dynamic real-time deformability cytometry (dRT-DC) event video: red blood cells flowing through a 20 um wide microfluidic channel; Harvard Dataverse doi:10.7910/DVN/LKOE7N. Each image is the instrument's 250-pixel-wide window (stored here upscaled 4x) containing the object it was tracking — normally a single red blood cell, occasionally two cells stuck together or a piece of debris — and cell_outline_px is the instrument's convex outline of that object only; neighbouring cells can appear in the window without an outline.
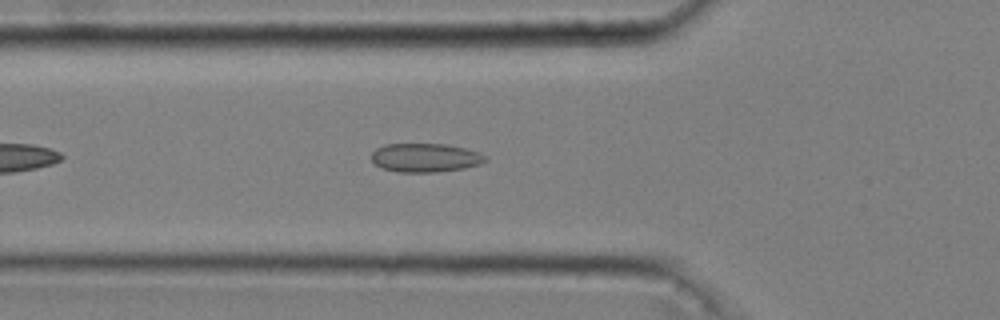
{"species": "common noctule bat (a hibernating species)", "species_latin": "Nyctalus noctula", "temperature_condition": "cold", "stored_images_in_passage": 42, "camera_frame_rate_fps": 3000, "um_per_image_px": 0.085, "animal": {"sex": "male", "body_mass_g": 20.4}, "frame": {"image": 1, "passage_image": 8, "time_ms": 2.333, "image_size_px": [1000, 320], "cell_outline_px": [[488, 160], [480, 164], [464, 168], [436, 172], [396, 172], [380, 168], [372, 160], [372, 152], [376, 148], [384, 144], [448, 144], [480, 152], [488, 156]], "centroid_in_image_um": [36.16, 13.4], "position_along_channel_um": 89.6, "area_um2": 19.31}}
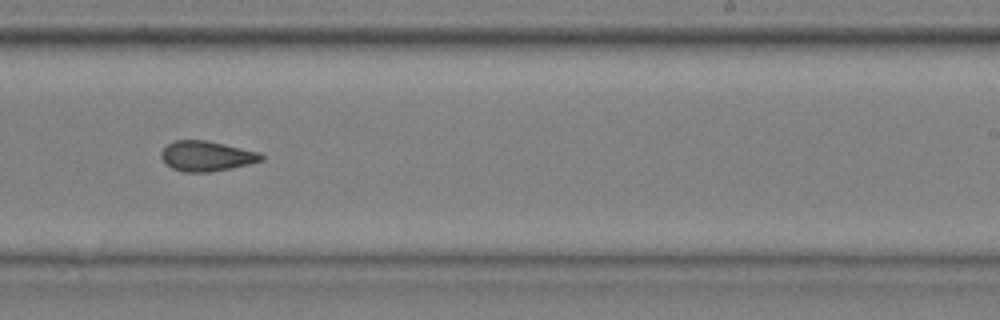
{"frame": {"image": 2, "passage_image": 23, "time_ms": 7.333, "image_size_px": [1000, 320], "cell_outline_px": [[264, 160], [232, 168], [208, 172], [184, 172], [172, 168], [160, 156], [160, 152], [168, 144], [176, 140], [208, 140], [260, 152], [264, 156]], "centroid_in_image_um": [17.58, 13.26], "position_along_channel_um": 271.4, "area_um2": 17.57}}
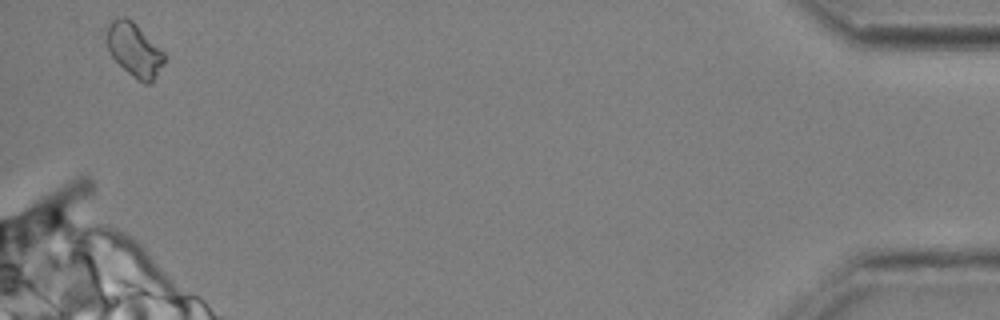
{"frame": {"image": 3, "passage_image": 41, "time_ms": 13.333, "image_size_px": [1000, 320], "cell_outline_px": [[164, 64], [152, 80], [148, 84], [144, 84], [136, 80], [108, 52], [104, 40], [104, 36], [108, 24], [112, 20], [124, 16], [132, 20], [164, 52]], "centroid_in_image_um": [11.37, 4.21], "position_along_channel_um": 423.8, "area_um2": 18.03}, "authors_computed_cell_mechanics": {"area_um2": 17.8024, "velocity_mm_per_s": 3.631, "shape_relaxation_time_tau1_ms": 6.0963, "shape_relaxation_time_tau2_ms": 3.498, "deformation_change_tau1": 0.0915, "deformation_change_tau2": 0.092}}